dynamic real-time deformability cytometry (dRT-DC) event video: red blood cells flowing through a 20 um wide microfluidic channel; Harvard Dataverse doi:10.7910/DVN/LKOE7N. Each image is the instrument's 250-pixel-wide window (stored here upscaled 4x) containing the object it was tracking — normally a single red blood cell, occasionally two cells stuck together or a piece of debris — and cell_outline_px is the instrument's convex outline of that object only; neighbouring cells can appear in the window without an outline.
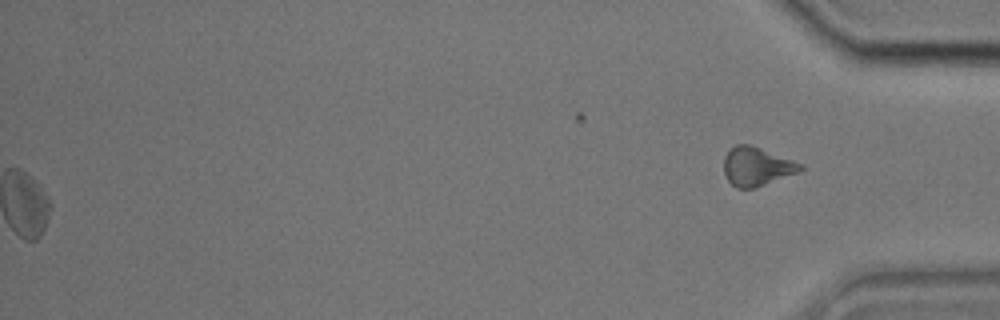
{"species": "common noctule bat (a hibernating species)", "species_latin": "Nyctalus noctula", "temperature_condition": "cold", "stored_images_in_passage": 58, "segment_of_instrument_passage": [2, 2], "camera_frame_rate_fps": 3000, "um_per_image_px": 0.085, "animal": {"sex": "male", "body_mass_g": 17.9}, "frame": {"image": 1, "passage_image": 58, "time_ms": 19.0, "image_size_px": [1000, 320], "cell_outline_px": [[804, 168], [800, 172], [756, 188], [736, 188], [728, 180], [724, 172], [724, 156], [736, 144], [752, 144], [804, 164]], "centroid_in_image_um": [64.36, 14.15], "position_along_channel_um": 370.8, "area_um2": 17.51}}